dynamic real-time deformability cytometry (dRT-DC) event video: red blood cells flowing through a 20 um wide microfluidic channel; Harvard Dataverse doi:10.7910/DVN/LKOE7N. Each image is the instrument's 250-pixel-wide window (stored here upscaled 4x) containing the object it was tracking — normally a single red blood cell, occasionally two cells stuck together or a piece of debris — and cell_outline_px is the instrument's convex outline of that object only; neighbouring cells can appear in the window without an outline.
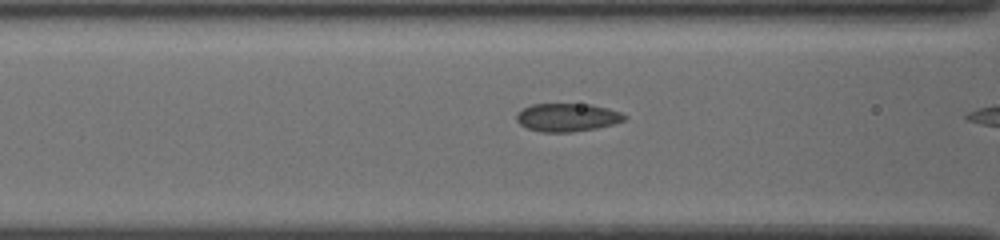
{"species": "common noctule bat (a hibernating species)", "species_latin": "Nyctalus noctula", "temperature_condition": "cold", "stored_images_in_passage": 11, "camera_frame_rate_fps": 3000, "um_per_image_px": 0.085, "animal": {"sex": "female", "body_mass_g": 19.5, "forearm_length_mm": 54.1}, "frame": {"image": 1, "passage_image": 10, "time_ms": 3.0, "image_size_px": [1000, 240], "cell_outline_px": [[628, 116], [624, 120], [612, 124], [596, 128], [572, 132], [540, 132], [528, 128], [520, 124], [516, 120], [516, 116], [524, 108], [532, 104], [592, 104], [608, 108], [620, 112]], "centroid_in_image_um": [48.23, 9.98], "position_along_channel_um": 118.4, "area_um2": 17.63}}